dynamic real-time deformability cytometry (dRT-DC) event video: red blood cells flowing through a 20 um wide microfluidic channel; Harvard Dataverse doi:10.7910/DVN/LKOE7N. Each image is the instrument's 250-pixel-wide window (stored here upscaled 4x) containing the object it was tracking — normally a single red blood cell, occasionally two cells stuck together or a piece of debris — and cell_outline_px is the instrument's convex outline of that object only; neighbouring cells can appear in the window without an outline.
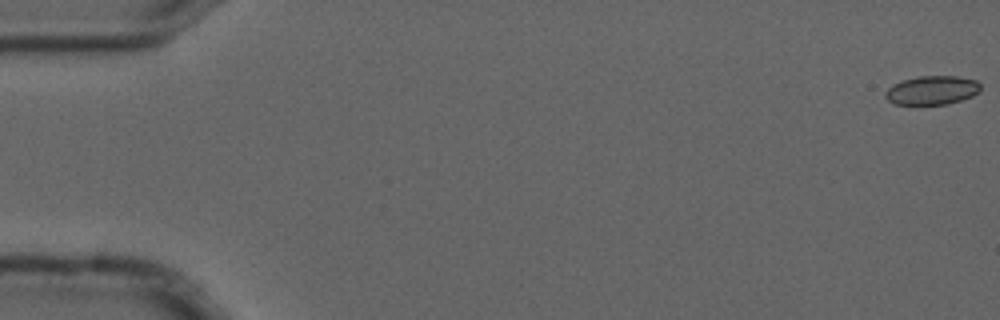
{"species": "common noctule bat (a hibernating species)", "species_latin": "Nyctalus noctula", "temperature_condition": "cold", "stored_images_in_passage": 4, "camera_frame_rate_fps": 3000, "um_per_image_px": 0.085, "animal": {"sex": "male", "forearm_length_mm": 52.5}, "frame": {"image": 1, "passage_image": 1, "time_ms": 0.0, "image_size_px": [1000, 320], "cell_outline_px": [[980, 92], [972, 96], [948, 104], [896, 104], [888, 100], [884, 96], [884, 92], [892, 84], [904, 80], [920, 76], [956, 76], [976, 80], [980, 84]], "centroid_in_image_um": [79.22, 7.67], "position_along_channel_um": 5.8, "area_um2": 15.95}}